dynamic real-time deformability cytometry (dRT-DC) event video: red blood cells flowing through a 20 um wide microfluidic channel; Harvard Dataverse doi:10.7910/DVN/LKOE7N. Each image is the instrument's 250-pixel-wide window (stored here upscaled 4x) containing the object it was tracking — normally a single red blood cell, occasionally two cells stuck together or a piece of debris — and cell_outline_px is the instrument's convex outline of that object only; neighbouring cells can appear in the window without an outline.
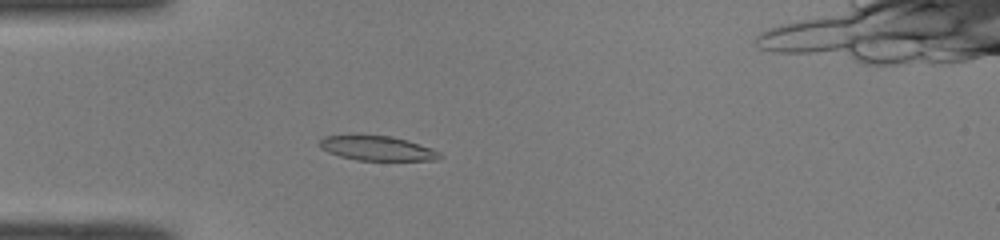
{"species": "common noctule bat (a hibernating species)", "species_latin": "Nyctalus noctula", "temperature_condition": "room temperature", "stored_images_in_passage": 48, "camera_frame_rate_fps": 3000, "um_per_image_px": 0.085, "animal": {"sex": "male", "body_mass_g": 19.0, "forearm_length_mm": 50.8}, "frame": {"image": 1, "passage_image": 12, "time_ms": 3.667, "image_size_px": [1000, 240], "cell_outline_px": [[444, 156], [436, 160], [356, 160], [340, 156], [328, 152], [320, 148], [316, 144], [324, 136], [388, 136], [408, 140], [432, 148], [440, 152]], "centroid_in_image_um": [32.08, 12.62], "position_along_channel_um": 52.9, "area_um2": 17.11}}
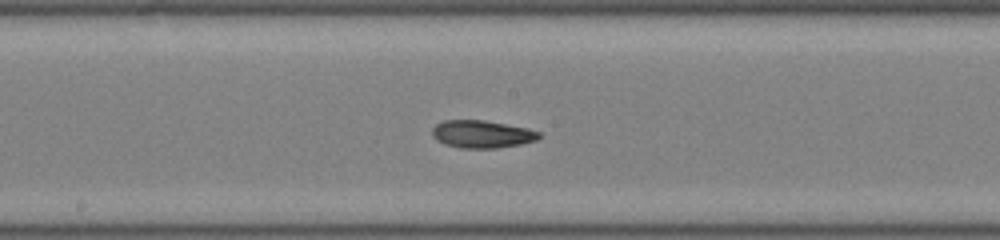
{"frame": {"image": 2, "passage_image": 24, "time_ms": 7.667, "image_size_px": [1000, 240], "cell_outline_px": [[540, 136], [536, 140], [520, 144], [496, 148], [460, 148], [444, 144], [436, 140], [432, 136], [432, 128], [436, 124], [444, 120], [484, 120], [528, 128], [540, 132]], "centroid_in_image_um": [40.93, 11.4], "position_along_channel_um": 207.3, "area_um2": 17.22}}
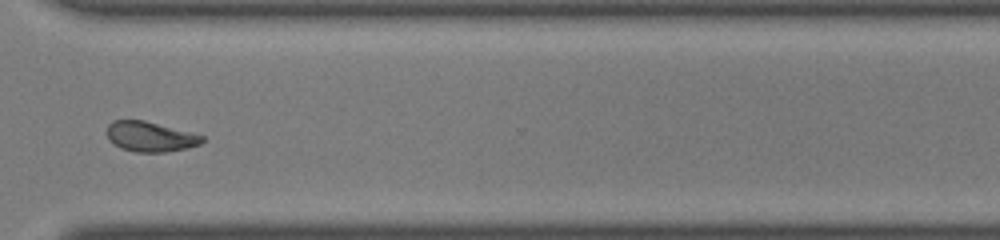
{"frame": {"image": 3, "passage_image": 35, "time_ms": 11.333, "image_size_px": [1000, 240], "cell_outline_px": [[204, 140], [200, 144], [188, 148], [168, 152], [136, 152], [120, 148], [108, 140], [108, 124], [112, 120], [144, 120], [204, 136]], "centroid_in_image_um": [12.76, 11.62], "position_along_channel_um": 357.8, "area_um2": 16.65}, "authors_computed_cell_mechanics": {"area_um2": 17.5712, "velocity_mm_per_s": 4.0826, "shape_relaxation_time_tau1_ms": 6.7426, "shape_relaxation_time_tau2_ms": 3.1731, "deformation_change_tau1": 0.1751, "deformation_change_tau2": 0.0823}}